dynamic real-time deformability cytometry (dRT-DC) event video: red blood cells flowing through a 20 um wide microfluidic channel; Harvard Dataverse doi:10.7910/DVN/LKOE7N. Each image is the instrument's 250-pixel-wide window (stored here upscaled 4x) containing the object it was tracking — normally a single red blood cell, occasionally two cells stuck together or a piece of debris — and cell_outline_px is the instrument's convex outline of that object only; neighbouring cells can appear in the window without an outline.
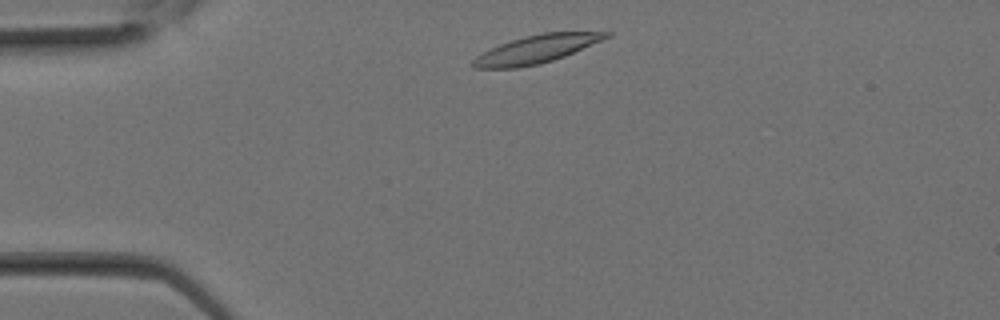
{"species": "Egyptian fruit bat (a non-hibernating species)", "species_latin": "Rousettus aegyptiacus", "temperature_condition": "room temperature", "stored_images_in_passage": 4, "camera_frame_rate_fps": 3000, "um_per_image_px": 0.085, "animal": {"sex": "female"}, "frame": {"image": 1, "passage_image": 2, "time_ms": 0.333, "image_size_px": [1000, 320], "cell_outline_px": [[612, 36], [564, 56], [540, 64], [516, 68], [472, 68], [468, 64], [476, 56], [500, 44], [524, 36], [544, 32], [612, 32]], "centroid_in_image_um": [45.56, 4.19], "position_along_channel_um": 39.4, "area_um2": 21.62}}